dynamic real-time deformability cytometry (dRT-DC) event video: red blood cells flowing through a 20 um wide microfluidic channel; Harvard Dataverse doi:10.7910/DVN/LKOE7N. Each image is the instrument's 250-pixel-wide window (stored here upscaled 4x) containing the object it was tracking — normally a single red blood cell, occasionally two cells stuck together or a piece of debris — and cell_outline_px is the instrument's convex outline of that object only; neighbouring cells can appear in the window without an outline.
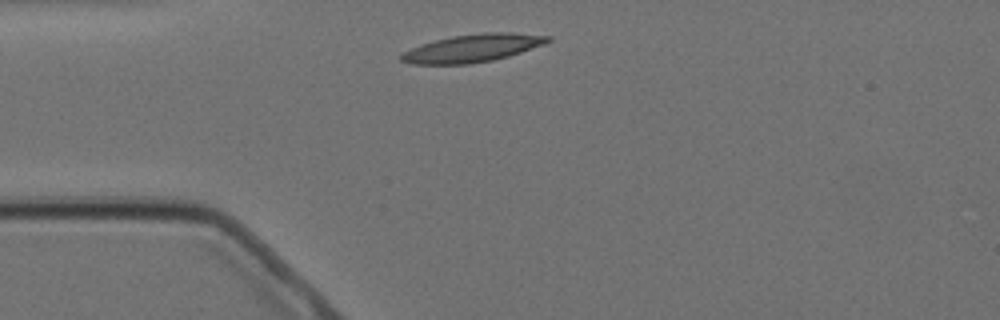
{"species": "Egyptian fruit bat (a non-hibernating species)", "species_latin": "Rousettus aegyptiacus", "temperature_condition": "cold", "stored_images_in_passage": 3, "camera_frame_rate_fps": 3000, "um_per_image_px": 0.085, "animal": {"sex": "female"}, "frame": {"image": 1, "passage_image": 1, "time_ms": 0.0, "image_size_px": [1000, 320], "cell_outline_px": [[552, 40], [544, 44], [508, 56], [492, 60], [468, 64], [412, 64], [400, 60], [400, 56], [404, 52], [420, 44], [452, 36], [484, 32], [512, 32], [552, 36]], "centroid_in_image_um": [40.19, 4.08], "position_along_channel_um": 44.8, "area_um2": 23.64}}